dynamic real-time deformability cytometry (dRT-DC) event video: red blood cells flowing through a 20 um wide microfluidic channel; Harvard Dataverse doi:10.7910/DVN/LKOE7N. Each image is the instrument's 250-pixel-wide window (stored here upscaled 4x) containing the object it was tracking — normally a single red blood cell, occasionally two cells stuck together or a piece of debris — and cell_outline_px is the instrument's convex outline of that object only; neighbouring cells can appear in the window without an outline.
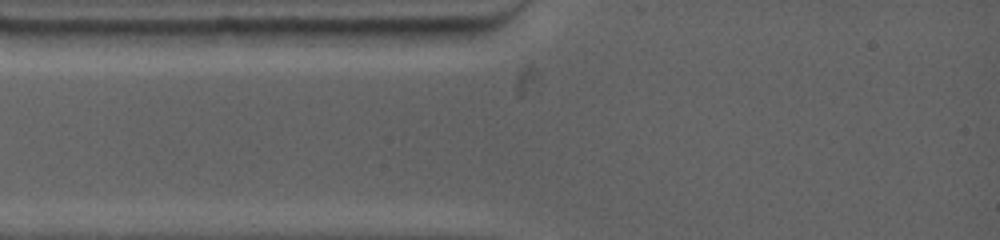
{"species": "common noctule bat (a hibernating species)", "species_latin": "Nyctalus noctula", "temperature_condition": "warm", "stored_images_in_passage": 1, "camera_frame_rate_fps": 4500, "um_per_image_px": 0.085, "animal": {"sex": "female", "body_mass_g": 19.0, "forearm_length_mm": 53.3}, "frame": {"image": 1, "passage_image": 1, "time_ms": 0.0, "image_size_px": [1000, 240], "cell_outline_px": [[192, 32], [140, 44], [104, 48], [88, 48], [80, 32], [84, 28], [176, 28]], "centroid_in_image_um": [10.71, 3.07], "position_along_channel_um": 74.3, "area_um2": 11.16}}